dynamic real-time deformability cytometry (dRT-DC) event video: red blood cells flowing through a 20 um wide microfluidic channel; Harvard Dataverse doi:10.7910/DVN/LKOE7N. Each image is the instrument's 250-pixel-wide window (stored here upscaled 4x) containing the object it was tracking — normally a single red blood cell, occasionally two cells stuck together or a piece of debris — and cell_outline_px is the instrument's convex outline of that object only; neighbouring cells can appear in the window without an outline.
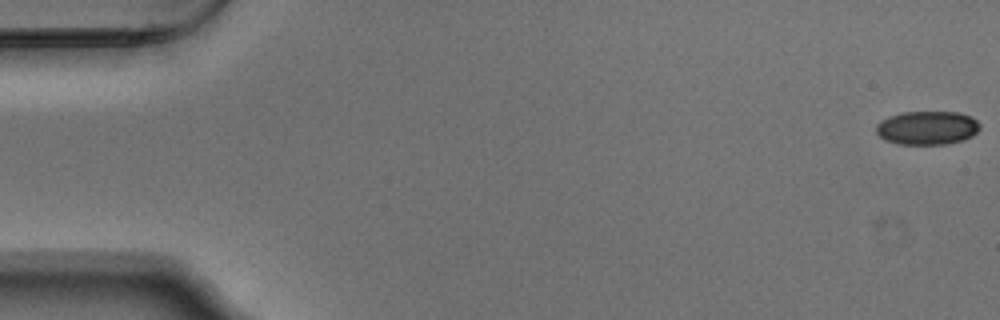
{"species": "Egyptian fruit bat (a non-hibernating species)", "species_latin": "Rousettus aegyptiacus", "temperature_condition": "warm", "stored_images_in_passage": 54, "camera_frame_rate_fps": 3000, "um_per_image_px": 0.085, "animal": {"sex": "male"}, "frame": {"image": 1, "passage_image": 1, "time_ms": 0.0, "image_size_px": [1000, 320], "cell_outline_px": [[980, 128], [972, 136], [964, 140], [944, 144], [900, 144], [884, 140], [876, 132], [876, 124], [880, 120], [888, 116], [900, 112], [960, 112], [972, 116], [980, 124]], "centroid_in_image_um": [78.81, 10.85], "position_along_channel_um": 6.2, "area_um2": 20.58}}
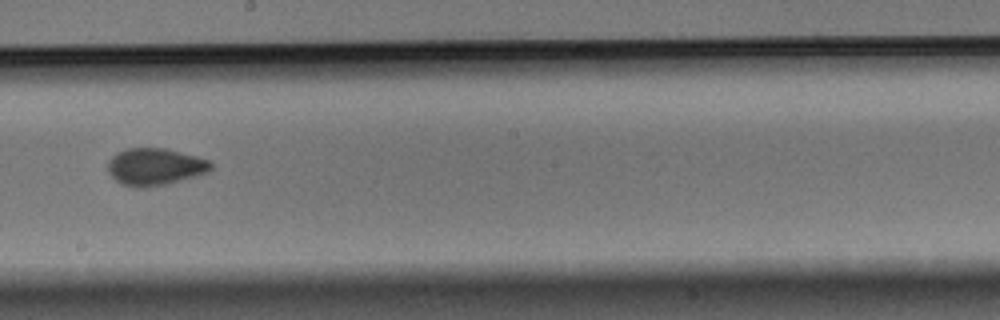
{"frame": {"image": 2, "passage_image": 31, "time_ms": 10.0, "image_size_px": [1000, 320], "cell_outline_px": [[212, 168], [208, 172], [196, 176], [168, 184], [140, 188], [136, 188], [120, 184], [108, 172], [108, 160], [116, 152], [128, 148], [168, 148], [212, 160]], "centroid_in_image_um": [13.19, 14.17], "position_along_channel_um": 235.0, "area_um2": 22.66}}
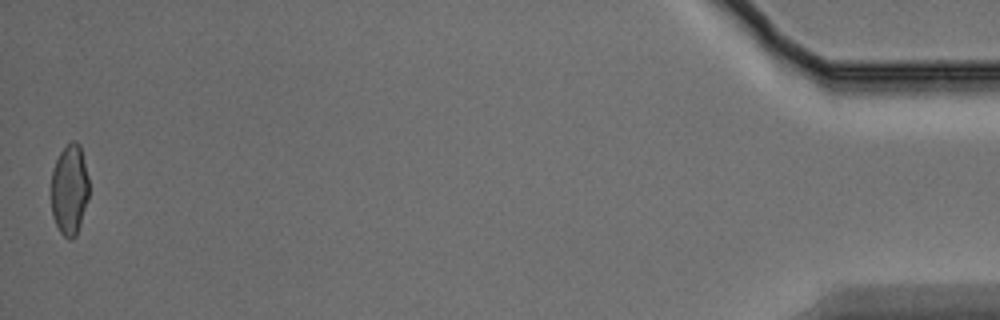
{"frame": {"image": 3, "passage_image": 54, "time_ms": 17.667, "image_size_px": [1000, 320], "cell_outline_px": [[88, 200], [76, 236], [72, 240], [68, 240], [60, 232], [52, 216], [52, 168], [60, 152], [72, 140], [76, 140], [80, 144], [88, 176]], "centroid_in_image_um": [5.91, 16.13], "position_along_channel_um": 429.3, "area_um2": 20.0}, "authors_computed_cell_mechanics": {"area_um2": 21.5594, "velocity_mm_per_s": 3.7539, "shape_relaxation_time_tau1_ms": 4.0315, "shape_relaxation_time_tau2_ms": null, "deformation_change_tau1": 0.0989, "deformation_change_tau2": null}}